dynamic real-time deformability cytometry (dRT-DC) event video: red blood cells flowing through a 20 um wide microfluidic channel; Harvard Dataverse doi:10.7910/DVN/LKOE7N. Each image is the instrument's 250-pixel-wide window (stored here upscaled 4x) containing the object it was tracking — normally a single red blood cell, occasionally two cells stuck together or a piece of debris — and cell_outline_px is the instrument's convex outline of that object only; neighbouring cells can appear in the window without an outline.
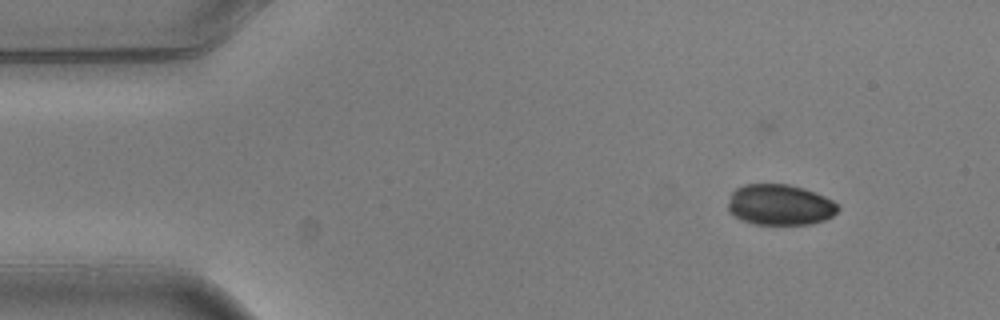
{"species": "common noctule bat (a hibernating species)", "species_latin": "Nyctalus noctula", "temperature_condition": "warm", "stored_images_in_passage": 4, "camera_frame_rate_fps": 3000, "um_per_image_px": 0.085, "animal": {"sex": "male", "body_mass_g": 20.5, "forearm_length_mm": 52.5}, "frame": {"image": 1, "passage_image": 1, "time_ms": 0.0, "image_size_px": [1000, 320], "cell_outline_px": [[840, 208], [832, 216], [824, 220], [812, 224], [752, 224], [740, 220], [728, 212], [728, 200], [732, 192], [736, 188], [744, 184], [788, 184], [804, 188], [816, 192], [832, 200]], "centroid_in_image_um": [66.26, 17.41], "position_along_channel_um": 18.7, "area_um2": 26.36}}
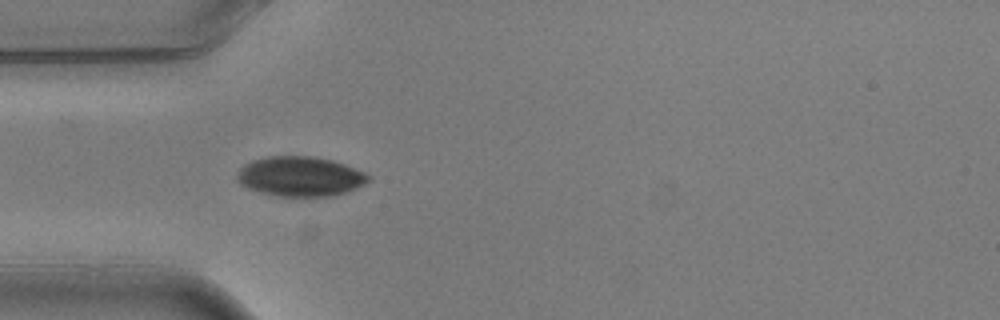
{"frame": {"image": 2, "passage_image": 4, "time_ms": 1.0, "image_size_px": [1000, 320], "cell_outline_px": [[372, 180], [356, 188], [336, 196], [280, 196], [260, 192], [248, 188], [240, 184], [236, 180], [236, 176], [240, 168], [244, 164], [252, 160], [268, 156], [308, 156], [332, 160], [344, 164], [364, 172], [372, 176]], "centroid_in_image_um": [25.52, 15.0], "position_along_channel_um": 59.5, "area_um2": 30.58}}